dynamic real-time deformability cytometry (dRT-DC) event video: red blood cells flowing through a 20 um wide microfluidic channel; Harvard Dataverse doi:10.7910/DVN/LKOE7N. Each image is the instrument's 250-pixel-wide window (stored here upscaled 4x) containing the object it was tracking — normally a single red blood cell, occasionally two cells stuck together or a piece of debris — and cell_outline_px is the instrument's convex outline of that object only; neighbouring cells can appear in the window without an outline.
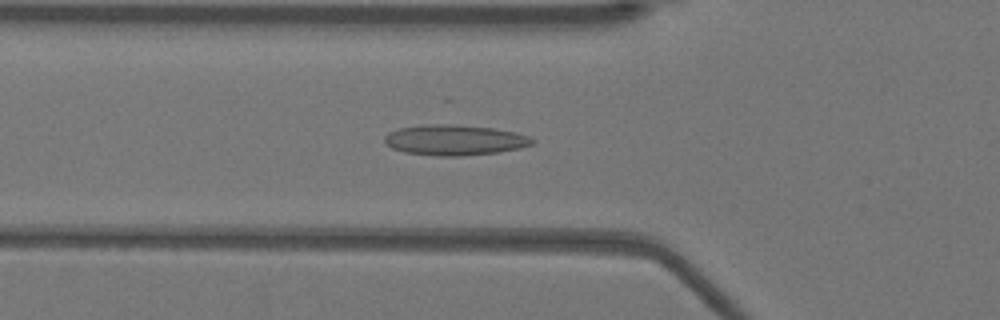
{"species": "Egyptian fruit bat (a non-hibernating species)", "species_latin": "Rousettus aegyptiacus", "temperature_condition": "warm", "stored_images_in_passage": 49, "camera_frame_rate_fps": 3000, "um_per_image_px": 0.085, "animal": {"sex": "female"}, "frame": {"image": 1, "passage_image": 16, "time_ms": 5.0, "image_size_px": [1000, 320], "cell_outline_px": [[536, 140], [532, 144], [520, 148], [496, 152], [460, 156], [436, 156], [404, 152], [392, 148], [384, 144], [384, 136], [388, 132], [400, 128], [428, 124], [448, 124], [492, 128], [516, 132], [528, 136]], "centroid_in_image_um": [38.61, 11.9], "position_along_channel_um": 87.2, "area_um2": 26.18}}
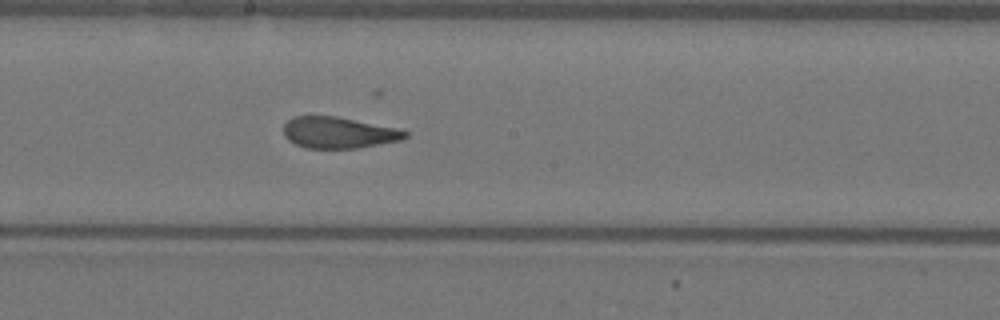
{"frame": {"image": 2, "passage_image": 26, "time_ms": 8.333, "image_size_px": [1000, 320], "cell_outline_px": [[408, 136], [404, 140], [360, 148], [308, 148], [296, 144], [288, 140], [284, 136], [284, 124], [292, 116], [336, 116], [400, 128], [408, 132]], "centroid_in_image_um": [28.83, 11.27], "position_along_channel_um": 219.4, "area_um2": 22.48}}
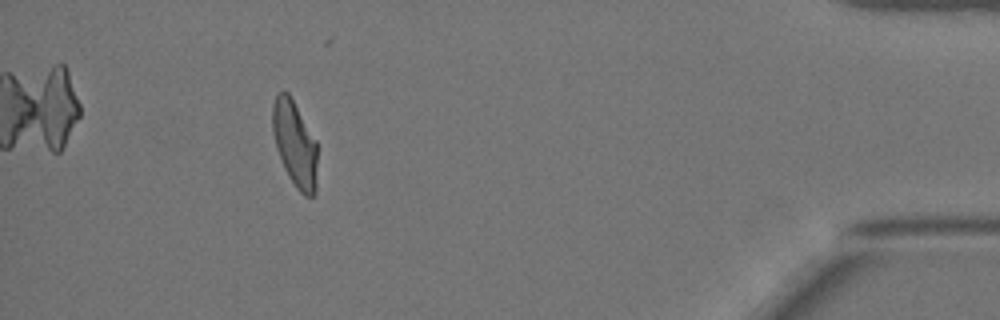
{"frame": {"image": 3, "passage_image": 45, "time_ms": 14.667, "image_size_px": [1000, 320], "cell_outline_px": [[316, 192], [312, 196], [304, 196], [296, 188], [288, 176], [284, 168], [276, 148], [272, 132], [272, 104], [276, 96], [284, 88], [288, 92], [316, 140]], "centroid_in_image_um": [25.04, 12.22], "position_along_channel_um": 410.2, "area_um2": 22.43}, "authors_computed_cell_mechanics": {"area_um2": 23.698, "velocity_mm_per_s": 3.9358, "shape_relaxation_time_tau1_ms": null, "shape_relaxation_time_tau2_ms": 1.2235, "deformation_change_tau1": null, "deformation_change_tau2": 0.0993}}